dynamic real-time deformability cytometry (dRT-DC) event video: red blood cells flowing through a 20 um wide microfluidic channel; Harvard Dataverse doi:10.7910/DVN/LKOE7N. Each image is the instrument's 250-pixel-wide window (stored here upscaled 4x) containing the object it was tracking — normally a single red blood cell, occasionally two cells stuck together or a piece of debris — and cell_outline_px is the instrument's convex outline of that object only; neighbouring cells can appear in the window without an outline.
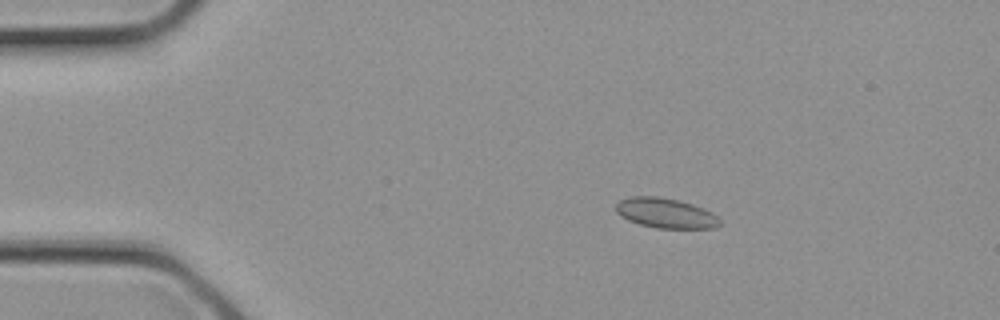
{"species": "common noctule bat (a hibernating species)", "species_latin": "Nyctalus noctula", "temperature_condition": "cold", "stored_images_in_passage": 20, "camera_frame_rate_fps": 3000, "um_per_image_px": 0.085, "animal": {"sex": "female", "body_mass_g": 21.9}, "frame": {"image": 1, "passage_image": 6, "time_ms": 1.667, "image_size_px": [1000, 320], "cell_outline_px": [[720, 224], [716, 228], [656, 228], [640, 224], [628, 220], [620, 216], [616, 212], [616, 204], [620, 200], [632, 196], [656, 196], [676, 200], [692, 204], [704, 208], [712, 212], [720, 220]], "centroid_in_image_um": [56.57, 18.12], "position_along_channel_um": 28.4, "area_um2": 18.09}}
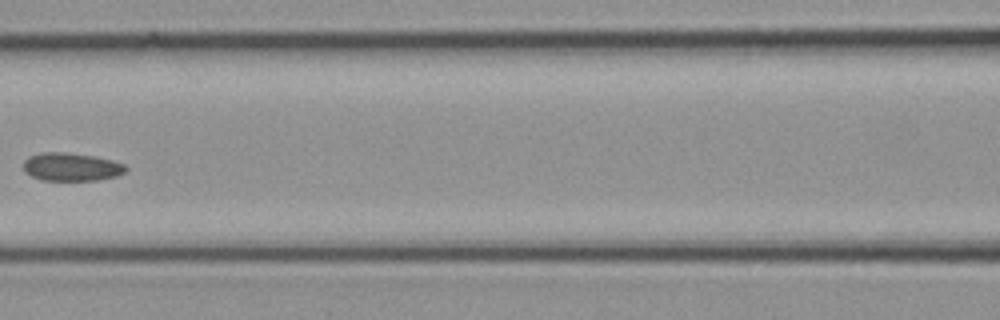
{"frame": {"image": 2, "passage_image": 14, "time_ms": 4.333, "image_size_px": [1000, 320], "cell_outline_px": [[128, 168], [124, 172], [116, 176], [96, 180], [44, 180], [32, 176], [24, 172], [24, 160], [28, 156], [40, 152], [68, 152], [96, 156], [112, 160], [124, 164]], "centroid_in_image_um": [6.05, 14.17], "position_along_channel_um": 160.5, "area_um2": 16.88}}
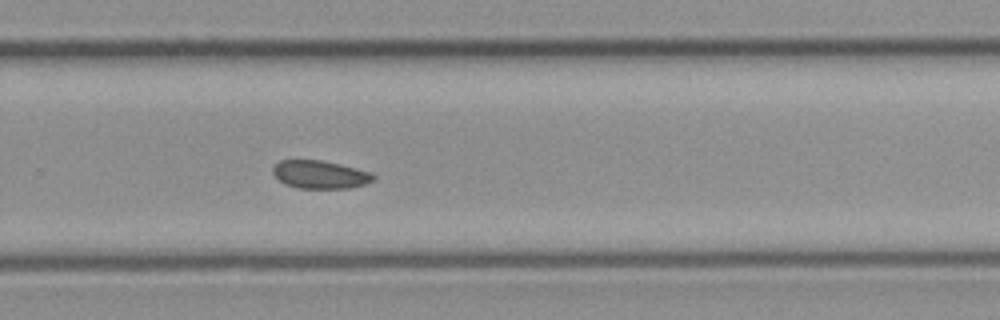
{"frame": {"image": 3, "passage_image": 20, "time_ms": 6.333, "image_size_px": [1000, 320], "cell_outline_px": [[376, 180], [352, 188], [296, 188], [284, 184], [272, 172], [272, 168], [280, 160], [320, 160], [340, 164], [372, 172], [376, 176]], "centroid_in_image_um": [27.24, 14.84], "position_along_channel_um": 302.6, "area_um2": 16.53}}